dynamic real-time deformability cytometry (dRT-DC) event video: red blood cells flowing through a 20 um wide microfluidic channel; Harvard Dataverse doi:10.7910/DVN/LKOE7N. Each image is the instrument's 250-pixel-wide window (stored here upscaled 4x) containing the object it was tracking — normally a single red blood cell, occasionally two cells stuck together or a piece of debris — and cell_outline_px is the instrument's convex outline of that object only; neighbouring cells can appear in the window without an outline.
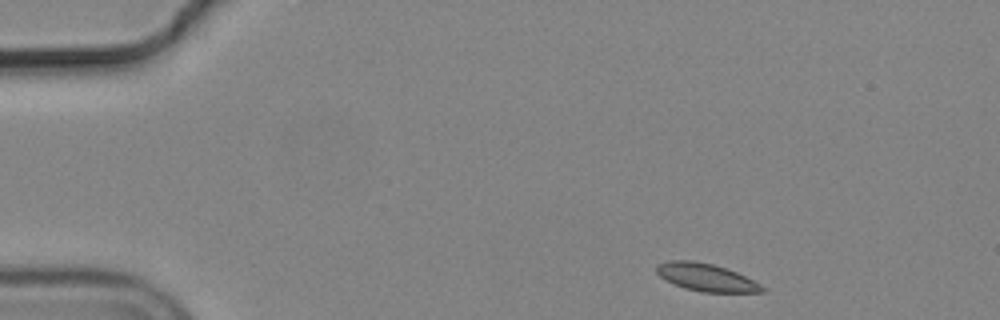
{"species": "common noctule bat (a hibernating species)", "species_latin": "Nyctalus noctula", "temperature_condition": "cold", "stored_images_in_passage": 49, "camera_frame_rate_fps": 3000, "um_per_image_px": 0.085, "animal": {"sex": "male", "body_mass_g": 19.2, "forearm_length_mm": 51.8}, "frame": {"image": 1, "passage_image": 1, "time_ms": 0.0, "image_size_px": [1000, 320], "cell_outline_px": [[764, 292], [700, 292], [684, 288], [660, 276], [656, 272], [656, 264], [668, 260], [692, 260], [712, 264], [736, 272], [760, 284], [764, 288]], "centroid_in_image_um": [59.98, 23.57], "position_along_channel_um": 25.0, "area_um2": 16.76}}
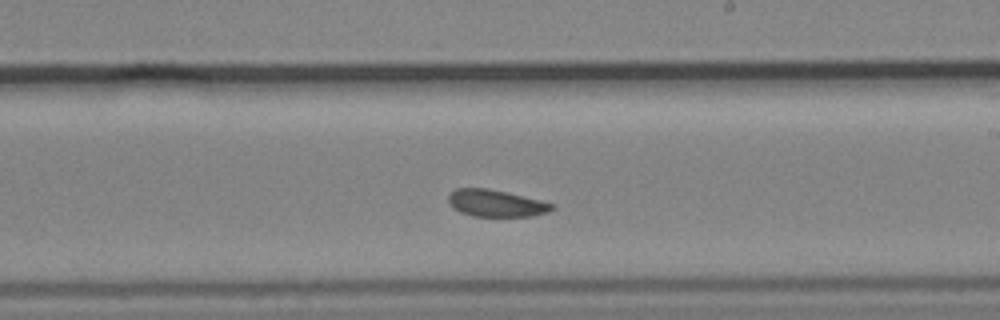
{"frame": {"image": 2, "passage_image": 26, "time_ms": 8.333, "image_size_px": [1000, 320], "cell_outline_px": [[556, 204], [548, 212], [532, 216], [472, 216], [460, 212], [452, 208], [448, 200], [448, 196], [456, 188], [488, 188], [540, 200]], "centroid_in_image_um": [42.14, 17.28], "position_along_channel_um": 246.9, "area_um2": 16.18}}
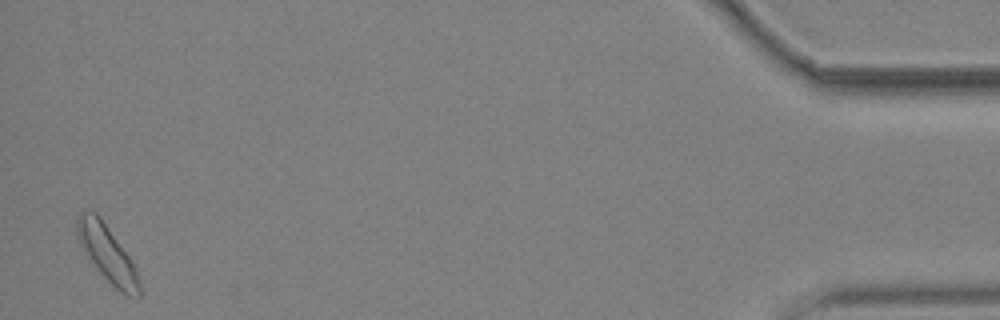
{"frame": {"image": 3, "passage_image": 48, "time_ms": 15.667, "image_size_px": [1000, 320], "cell_outline_px": [[140, 296], [128, 296], [120, 292], [88, 260], [76, 236], [76, 216], [80, 212], [96, 212], [100, 216], [128, 256], [136, 268], [140, 284]], "centroid_in_image_um": [9.08, 21.54], "position_along_channel_um": 426.1, "area_um2": 20.23}, "authors_computed_cell_mechanics": {"area_um2": 17.1666, "velocity_mm_per_s": 3.6346, "shape_relaxation_time_tau1_ms": 1.9929, "shape_relaxation_time_tau2_ms": 5.141, "deformation_change_tau1": 0.0644, "deformation_change_tau2": 0.0897}}